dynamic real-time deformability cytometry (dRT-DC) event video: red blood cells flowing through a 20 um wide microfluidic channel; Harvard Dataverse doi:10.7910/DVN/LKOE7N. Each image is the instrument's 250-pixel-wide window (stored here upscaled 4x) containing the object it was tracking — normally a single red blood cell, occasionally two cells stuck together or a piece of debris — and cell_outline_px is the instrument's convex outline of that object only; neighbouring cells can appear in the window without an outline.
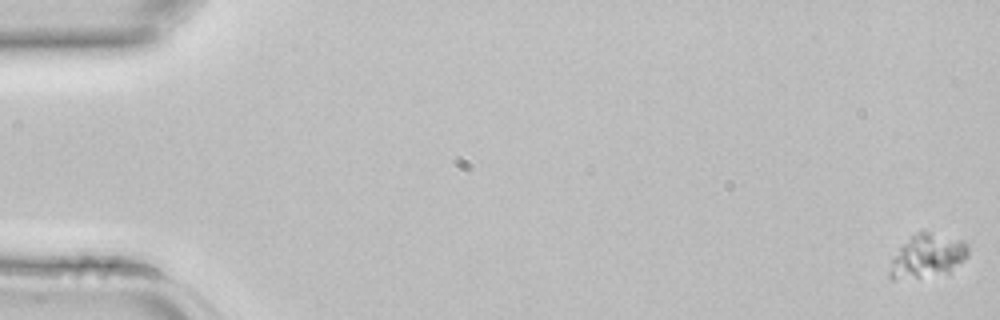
{"species": "common noctule bat (a hibernating species)", "species_latin": "Nyctalus noctula", "temperature_condition": "room temperature", "stored_images_in_passage": 4, "camera_frame_rate_fps": 3000, "um_per_image_px": 0.085, "animal": {"sex": "female", "body_mass_g": 22.7, "forearm_length_mm": 54.2}, "frame": {"image": 1, "passage_image": 1, "time_ms": 0.0, "image_size_px": [1000, 320], "cell_outline_px": [[968, 256], [948, 272], [892, 280], [888, 276], [888, 272], [892, 260], [900, 248], [920, 228], [964, 240], [968, 244]], "centroid_in_image_um": [78.85, 21.7], "position_along_channel_um": 6.2, "area_um2": 19.71}}
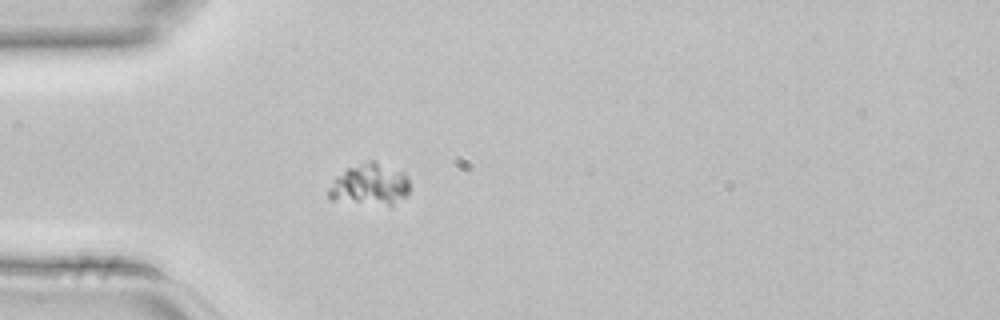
{"frame": {"image": 2, "passage_image": 4, "time_ms": 1.0, "image_size_px": [1000, 320], "cell_outline_px": [[408, 192], [392, 208], [388, 208], [332, 200], [328, 196], [328, 188], [336, 176], [348, 168], [368, 160], [372, 160], [404, 172], [408, 176]], "centroid_in_image_um": [31.44, 15.74], "position_along_channel_um": 53.6, "area_um2": 20.23}}